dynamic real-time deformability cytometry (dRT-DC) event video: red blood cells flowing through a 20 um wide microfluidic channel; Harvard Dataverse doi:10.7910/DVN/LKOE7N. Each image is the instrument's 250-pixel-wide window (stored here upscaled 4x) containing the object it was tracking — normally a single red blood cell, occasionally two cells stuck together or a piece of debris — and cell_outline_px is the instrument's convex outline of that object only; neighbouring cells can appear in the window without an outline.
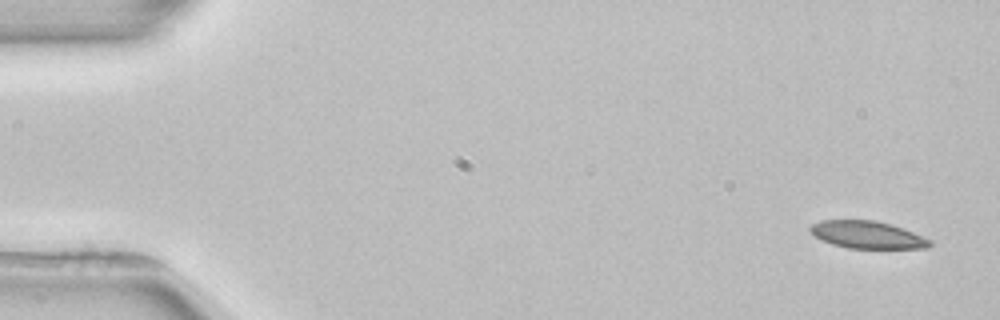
{"species": "common noctule bat (a hibernating species)", "species_latin": "Nyctalus noctula", "temperature_condition": "room temperature", "stored_images_in_passage": 4, "camera_frame_rate_fps": 3000, "um_per_image_px": 0.085, "animal": {"sex": "female", "body_mass_g": 22.7, "forearm_length_mm": 54.2}, "frame": {"image": 1, "passage_image": 1, "time_ms": 0.0, "image_size_px": [1000, 320], "cell_outline_px": [[932, 244], [928, 248], [848, 248], [832, 244], [820, 240], [812, 236], [808, 228], [812, 224], [820, 220], [876, 220], [912, 232], [932, 240]], "centroid_in_image_um": [73.66, 19.96], "position_along_channel_um": 11.3, "area_um2": 19.07}}
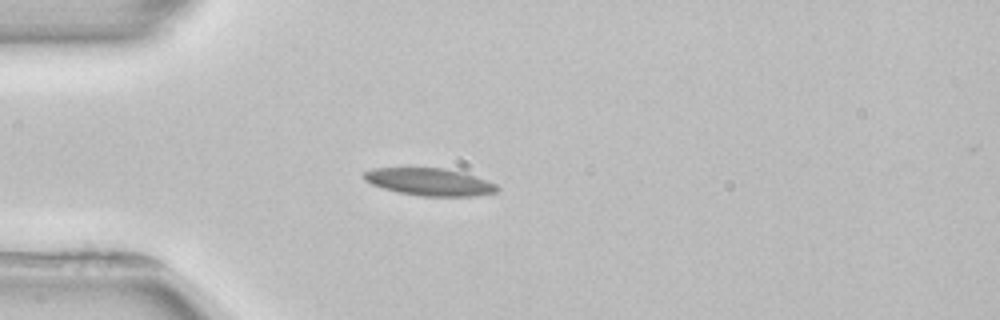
{"frame": {"image": 2, "passage_image": 4, "time_ms": 4.0, "image_size_px": [1000, 320], "cell_outline_px": [[500, 188], [496, 192], [476, 196], [420, 196], [400, 192], [384, 188], [372, 184], [364, 180], [364, 172], [372, 168], [444, 168], [464, 172], [488, 180], [496, 184]], "centroid_in_image_um": [36.56, 15.46], "position_along_channel_um": 48.4, "area_um2": 21.27}}